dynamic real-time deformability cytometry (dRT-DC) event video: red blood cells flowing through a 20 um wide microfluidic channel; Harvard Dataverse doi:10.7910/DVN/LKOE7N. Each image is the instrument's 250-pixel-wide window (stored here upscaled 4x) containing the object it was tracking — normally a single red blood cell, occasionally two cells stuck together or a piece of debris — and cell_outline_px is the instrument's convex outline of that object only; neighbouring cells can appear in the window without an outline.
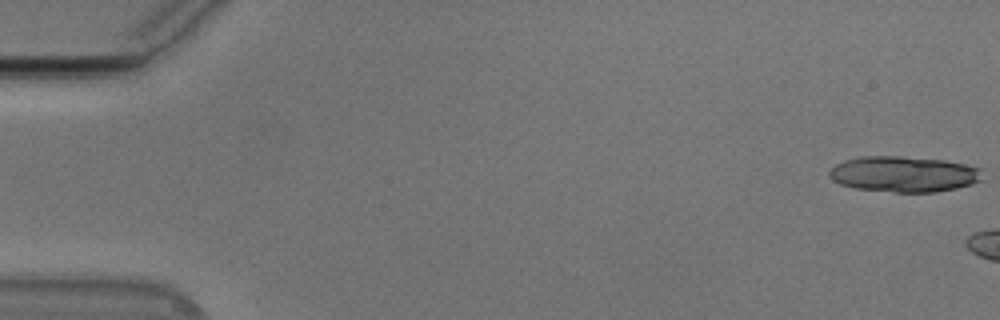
{"species": "Egyptian fruit bat (a non-hibernating species)", "species_latin": "Rousettus aegyptiacus", "temperature_condition": "cold", "stored_images_in_passage": 16, "camera_frame_rate_fps": 3000, "um_per_image_px": 0.085, "animal": {"sex": "male"}, "frame": {"image": 1, "passage_image": 1, "time_ms": 0.0, "image_size_px": [1000, 320], "cell_outline_px": [[980, 180], [972, 184], [956, 188], [936, 192], [896, 192], [856, 188], [840, 184], [832, 180], [828, 176], [828, 172], [836, 164], [844, 160], [860, 156], [900, 156], [944, 160], [964, 164], [980, 168]], "centroid_in_image_um": [76.78, 14.79], "position_along_channel_um": 8.2, "area_um2": 31.79}}